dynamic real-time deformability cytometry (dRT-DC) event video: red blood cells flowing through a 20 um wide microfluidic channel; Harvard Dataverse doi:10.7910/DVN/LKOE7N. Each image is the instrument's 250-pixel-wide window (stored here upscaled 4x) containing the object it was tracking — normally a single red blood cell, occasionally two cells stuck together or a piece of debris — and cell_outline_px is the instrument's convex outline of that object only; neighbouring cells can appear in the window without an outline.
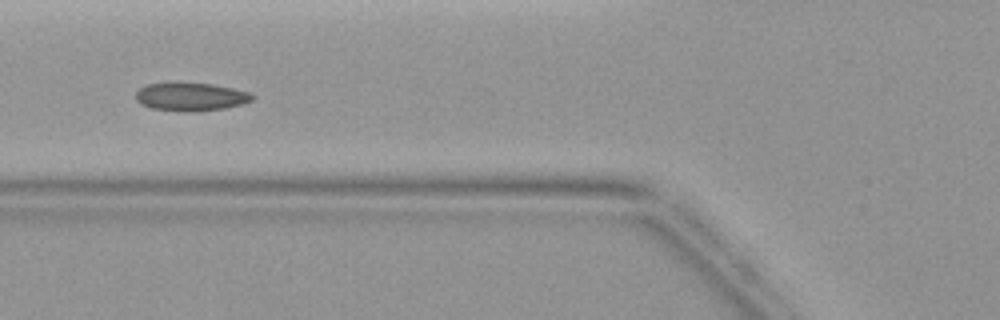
{"species": "common noctule bat (a hibernating species)", "species_latin": "Nyctalus noctula", "temperature_condition": "warm", "stored_images_in_passage": 5, "camera_frame_rate_fps": 3000, "um_per_image_px": 0.085, "animal": {"sex": "female", "body_mass_g": 19.9}, "frame": {"image": 1, "passage_image": 5, "time_ms": 5.333, "image_size_px": [1000, 320], "cell_outline_px": [[256, 96], [252, 100], [244, 104], [224, 108], [192, 112], [152, 108], [140, 104], [136, 100], [136, 92], [140, 88], [148, 84], [172, 80], [180, 80], [212, 84], [252, 92]], "centroid_in_image_um": [16.22, 8.18], "position_along_channel_um": 109.6, "area_um2": 19.88}}